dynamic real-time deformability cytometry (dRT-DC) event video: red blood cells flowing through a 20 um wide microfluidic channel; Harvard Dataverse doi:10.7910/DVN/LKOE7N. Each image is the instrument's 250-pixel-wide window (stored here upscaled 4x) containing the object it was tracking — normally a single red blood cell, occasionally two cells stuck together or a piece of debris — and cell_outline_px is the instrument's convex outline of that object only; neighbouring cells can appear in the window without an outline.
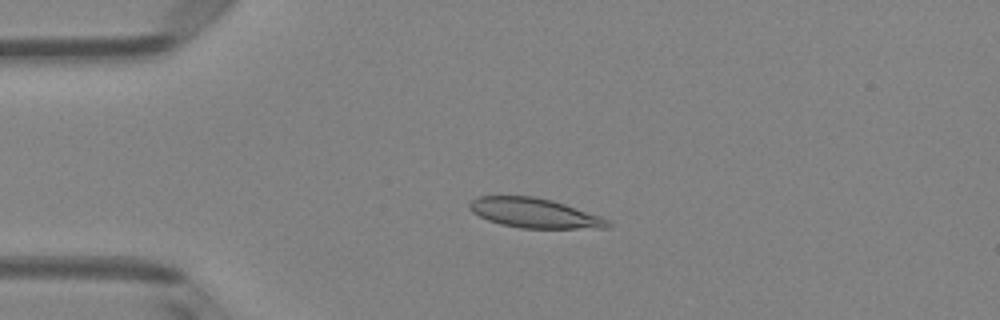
{"species": "Egyptian fruit bat (a non-hibernating species)", "species_latin": "Rousettus aegyptiacus", "temperature_condition": "room temperature", "stored_images_in_passage": 50, "camera_frame_rate_fps": 3000, "um_per_image_px": 0.085, "animal": {"sex": "female"}, "frame": {"image": 1, "passage_image": 11, "time_ms": 3.333, "image_size_px": [1000, 320], "cell_outline_px": [[612, 224], [608, 228], [520, 228], [500, 224], [488, 220], [472, 212], [468, 208], [468, 204], [476, 196], [532, 196], [552, 200], [600, 216], [608, 220]], "centroid_in_image_um": [45.4, 18.11], "position_along_channel_um": 39.6, "area_um2": 23.81}}
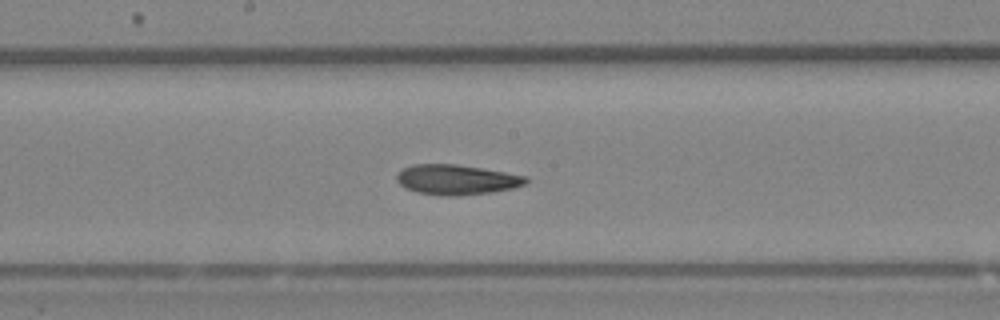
{"frame": {"image": 2, "passage_image": 26, "time_ms": 8.333, "image_size_px": [1000, 320], "cell_outline_px": [[528, 180], [524, 184], [512, 188], [492, 192], [456, 196], [440, 196], [416, 192], [404, 188], [396, 180], [396, 176], [404, 168], [412, 164], [456, 164], [528, 176]], "centroid_in_image_um": [38.77, 15.28], "position_along_channel_um": 209.4, "area_um2": 22.6}}
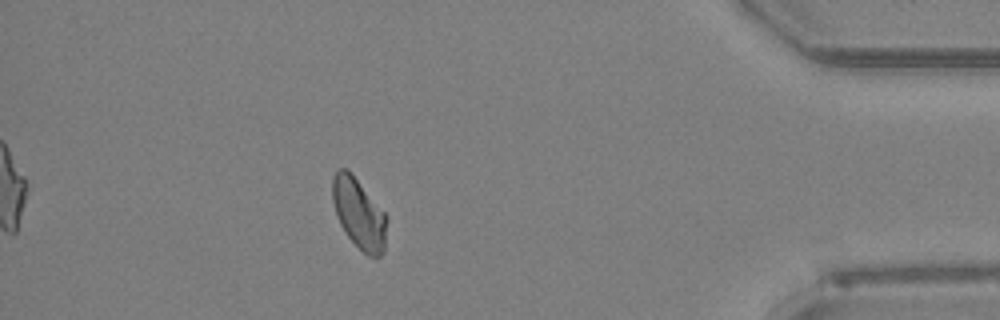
{"frame": {"image": 3, "passage_image": 44, "time_ms": 14.333, "image_size_px": [1000, 320], "cell_outline_px": [[388, 220], [384, 252], [380, 256], [368, 256], [348, 236], [340, 224], [336, 216], [332, 200], [332, 176], [336, 168], [348, 168], [388, 216]], "centroid_in_image_um": [30.51, 18.11], "position_along_channel_um": 404.7, "area_um2": 22.54}, "authors_computed_cell_mechanics": {"area_um2": 22.7732, "velocity_mm_per_s": 4.0062, "shape_relaxation_time_tau1_ms": 11.123, "shape_relaxation_time_tau2_ms": 7.8137, "deformation_change_tau1": 0.2159, "deformation_change_tau2": 0.1239}}